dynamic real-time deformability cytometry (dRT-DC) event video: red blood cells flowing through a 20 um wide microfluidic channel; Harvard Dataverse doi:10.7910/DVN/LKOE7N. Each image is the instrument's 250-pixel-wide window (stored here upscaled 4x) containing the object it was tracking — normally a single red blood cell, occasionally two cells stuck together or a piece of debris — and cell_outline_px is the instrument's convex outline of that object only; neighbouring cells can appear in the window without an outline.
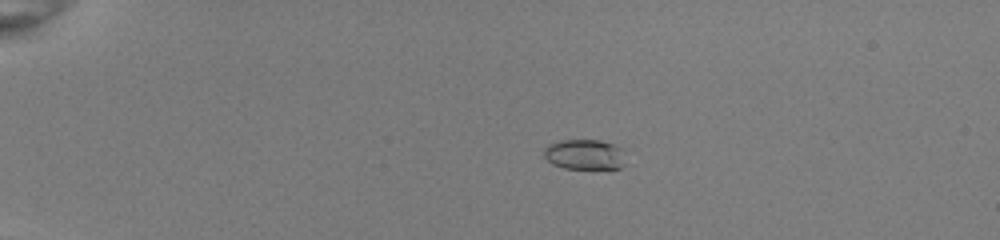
{"species": "common noctule bat (a hibernating species)", "species_latin": "Nyctalus noctula", "temperature_condition": "room temperature", "stored_images_in_passage": 46, "camera_frame_rate_fps": 3000, "um_per_image_px": 0.085, "animal": {"sex": "female", "body_mass_g": 22.0, "forearm_length_mm": 56.7}, "frame": {"image": 1, "passage_image": 6, "time_ms": 1.667, "image_size_px": [1000, 240], "cell_outline_px": [[624, 164], [620, 168], [564, 168], [552, 164], [544, 156], [544, 148], [548, 144], [560, 140], [600, 140], [624, 148]], "centroid_in_image_um": [49.7, 13.12], "position_along_channel_um": 35.3, "area_um2": 14.45}}
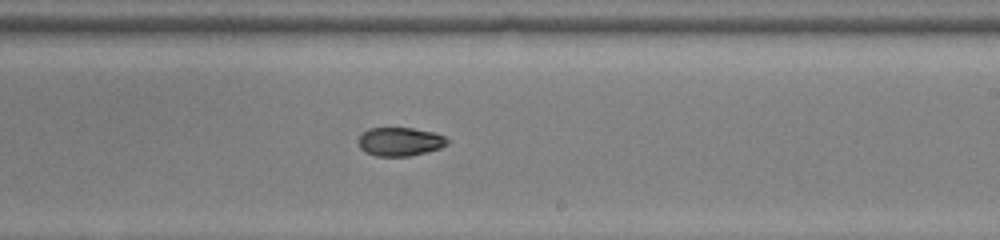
{"frame": {"image": 2, "passage_image": 28, "time_ms": 9.0, "image_size_px": [1000, 240], "cell_outline_px": [[448, 144], [440, 148], [408, 156], [376, 156], [364, 152], [360, 148], [356, 140], [368, 128], [412, 128], [436, 132], [444, 136], [448, 140]], "centroid_in_image_um": [33.97, 12.03], "position_along_channel_um": 255.0, "area_um2": 14.91}}
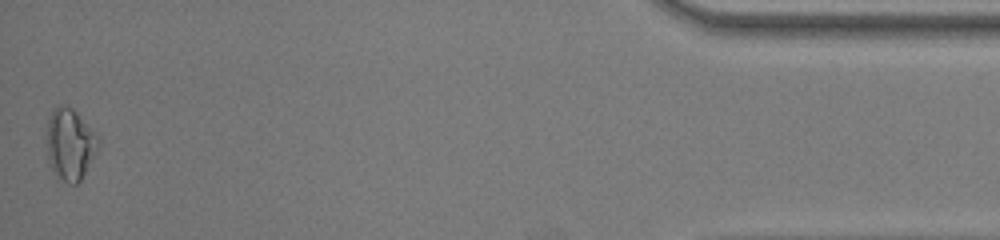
{"frame": {"image": 3, "passage_image": 46, "time_ms": 15.0, "image_size_px": [1000, 240], "cell_outline_px": [[100, 144], [80, 180], [76, 184], [68, 184], [56, 180], [48, 164], [48, 120], [52, 108], [72, 108], [76, 112], [100, 140]], "centroid_in_image_um": [5.92, 12.35], "position_along_channel_um": 429.3, "area_um2": 21.1}, "authors_computed_cell_mechanics": {"area_um2": 15.6927, "velocity_mm_per_s": 4.0227, "shape_relaxation_time_tau1_ms": null, "shape_relaxation_time_tau2_ms": 2.1442, "deformation_change_tau1": null, "deformation_change_tau2": 0.05}}